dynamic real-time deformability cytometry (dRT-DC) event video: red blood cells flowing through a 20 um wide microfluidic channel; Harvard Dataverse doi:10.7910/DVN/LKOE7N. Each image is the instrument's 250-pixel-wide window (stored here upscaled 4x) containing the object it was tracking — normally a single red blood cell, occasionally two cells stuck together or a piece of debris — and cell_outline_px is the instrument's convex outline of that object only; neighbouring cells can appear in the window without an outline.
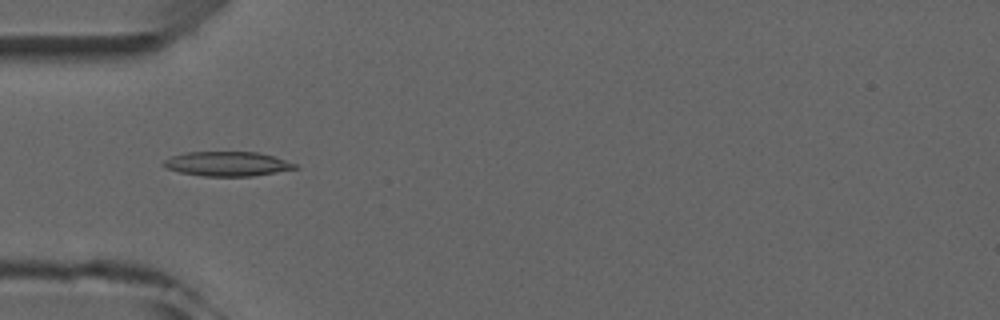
{"species": "common noctule bat (a hibernating species)", "species_latin": "Nyctalus noctula", "temperature_condition": "room temperature", "stored_images_in_passage": 7, "camera_frame_rate_fps": 3000, "um_per_image_px": 0.085, "animal": {"sex": "male", "forearm_length_mm": 52.5}, "frame": {"image": 1, "passage_image": 5, "time_ms": 4.333, "image_size_px": [1000, 320], "cell_outline_px": [[300, 168], [252, 176], [204, 176], [180, 172], [164, 168], [160, 164], [164, 160], [172, 156], [188, 152], [256, 152], [272, 156], [296, 164]], "centroid_in_image_um": [19.28, 13.93], "position_along_channel_um": 65.7, "area_um2": 18.67}}
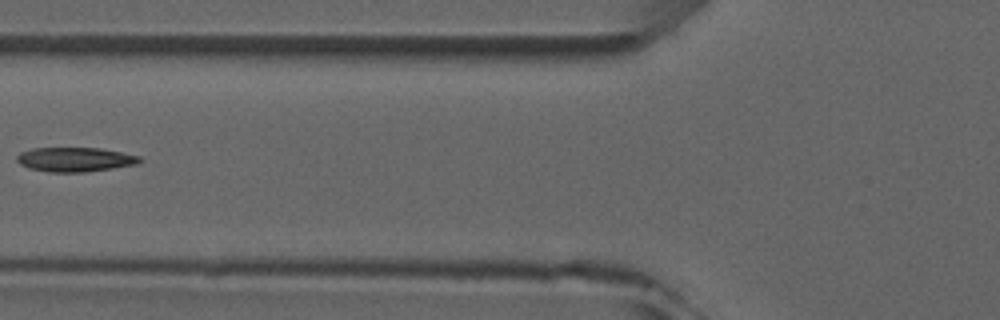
{"frame": {"image": 2, "passage_image": 6, "time_ms": 5.667, "image_size_px": [1000, 320], "cell_outline_px": [[144, 160], [136, 164], [112, 168], [84, 172], [48, 172], [28, 168], [20, 164], [16, 160], [16, 156], [20, 152], [32, 148], [100, 148], [140, 156]], "centroid_in_image_um": [6.35, 13.55], "position_along_channel_um": 119.4, "area_um2": 17.46}}
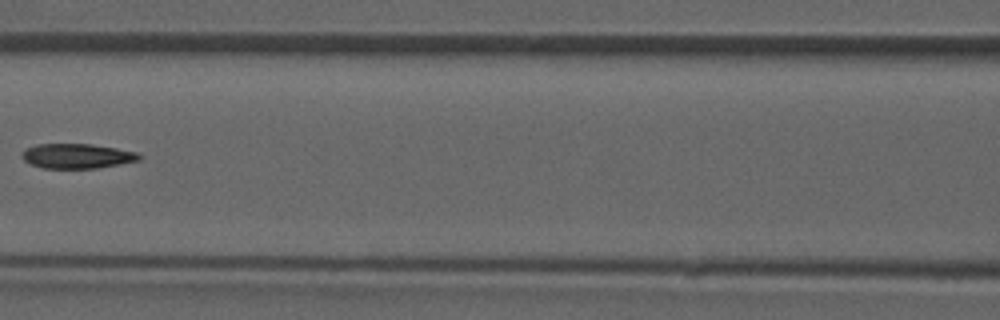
{"frame": {"image": 3, "passage_image": 7, "time_ms": 6.667, "image_size_px": [1000, 320], "cell_outline_px": [[140, 160], [96, 168], [44, 168], [32, 164], [24, 160], [20, 156], [20, 152], [24, 148], [36, 144], [92, 144], [116, 148], [136, 152], [140, 156]], "centroid_in_image_um": [6.48, 13.25], "position_along_channel_um": 160.1, "area_um2": 16.88}}